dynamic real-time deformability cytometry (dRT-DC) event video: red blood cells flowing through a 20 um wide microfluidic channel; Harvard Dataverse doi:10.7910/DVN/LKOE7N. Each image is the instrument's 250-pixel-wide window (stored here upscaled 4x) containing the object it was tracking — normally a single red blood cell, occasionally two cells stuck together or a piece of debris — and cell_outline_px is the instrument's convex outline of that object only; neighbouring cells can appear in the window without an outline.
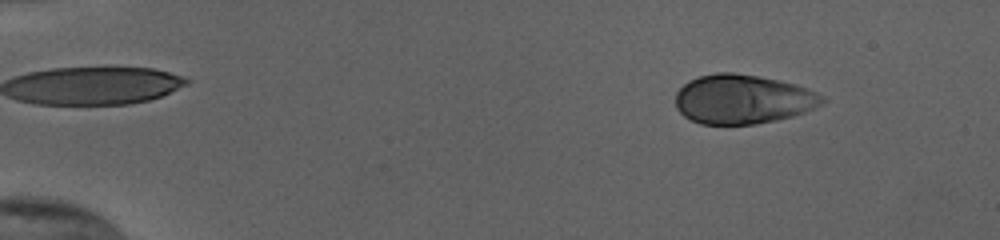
{"species": "human", "species_latin": "Homo sapiens", "temperature_condition": "cold", "stored_images_in_passage": 53, "camera_frame_rate_fps": 3000, "um_per_image_px": 0.085, "donor": {"sex": "female"}, "frame": {"image": 1, "passage_image": 6, "time_ms": 1.667, "image_size_px": [1000, 240], "cell_outline_px": [[828, 100], [824, 104], [804, 112], [792, 116], [776, 120], [756, 124], [700, 124], [684, 116], [676, 108], [676, 92], [688, 80], [700, 76], [716, 72], [732, 72], [780, 80], [796, 84], [816, 92], [824, 96]], "centroid_in_image_um": [63.15, 8.43], "position_along_channel_um": 21.8, "area_um2": 42.31}}
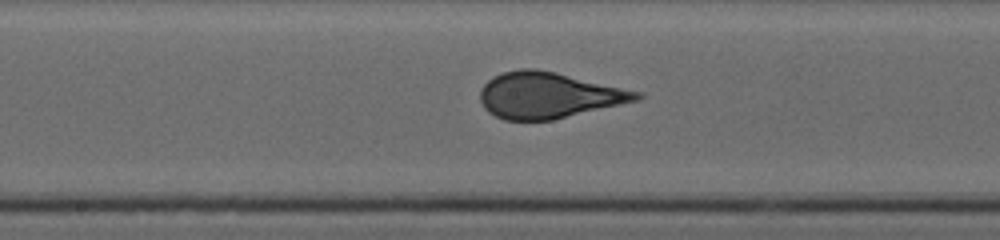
{"frame": {"image": 2, "passage_image": 29, "time_ms": 9.333, "image_size_px": [1000, 240], "cell_outline_px": [[644, 96], [640, 100], [552, 120], [504, 120], [488, 112], [484, 108], [480, 100], [480, 88], [488, 80], [504, 72], [520, 68], [536, 68], [556, 72], [644, 92]], "centroid_in_image_um": [46.66, 8.09], "position_along_channel_um": 201.5, "area_um2": 42.14}}
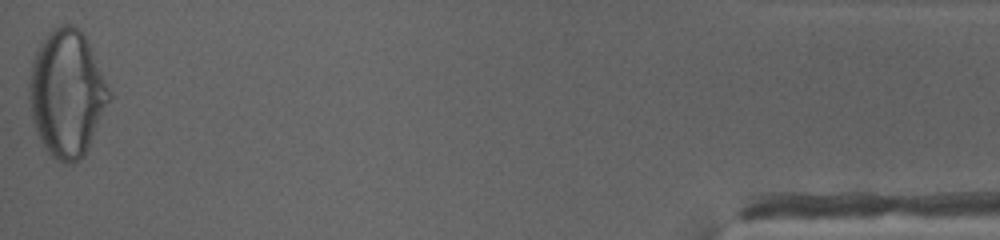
{"frame": {"image": 3, "passage_image": 53, "time_ms": 17.333, "image_size_px": [1000, 240], "cell_outline_px": [[112, 96], [88, 148], [72, 164], [64, 164], [52, 156], [44, 148], [36, 132], [32, 120], [28, 96], [28, 84], [32, 60], [44, 36], [52, 28], [60, 24], [72, 24], [80, 28], [84, 32], [88, 40], [112, 92]], "centroid_in_image_um": [5.68, 7.89], "position_along_channel_um": 429.5, "area_um2": 59.65}, "authors_computed_cell_mechanics": {"area_um2": 42.1362, "velocity_mm_per_s": 3.8403, "shape_relaxation_time_tau1_ms": 8.3521, "shape_relaxation_time_tau2_ms": null, "deformation_change_tau1": 0.2509, "deformation_change_tau2": null}}